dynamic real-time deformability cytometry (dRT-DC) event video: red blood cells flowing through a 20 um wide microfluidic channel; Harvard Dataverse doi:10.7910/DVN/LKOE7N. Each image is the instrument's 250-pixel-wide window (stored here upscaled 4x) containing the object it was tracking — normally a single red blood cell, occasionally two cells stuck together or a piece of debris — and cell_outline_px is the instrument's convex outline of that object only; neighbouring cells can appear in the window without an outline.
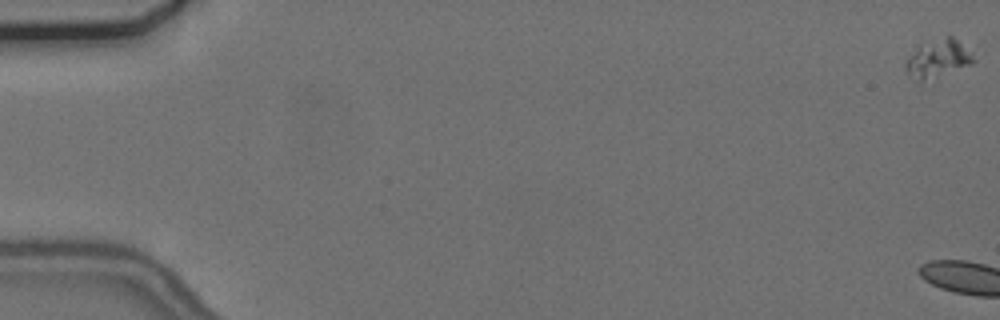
{"species": "common noctule bat (a hibernating species)", "species_latin": "Nyctalus noctula", "temperature_condition": "cold", "stored_images_in_passage": 4, "camera_frame_rate_fps": 3000, "um_per_image_px": 0.085, "animal": {"sex": "female", "body_mass_g": 24.6, "forearm_length_mm": 56.2}, "frame": {"image": 1, "passage_image": 1, "time_ms": 0.0, "image_size_px": [1000, 320], "cell_outline_px": [[976, 60], [972, 64], [920, 88], [908, 76], [904, 68], [904, 64], [916, 48], [920, 44], [948, 36], [952, 36]], "centroid_in_image_um": [79.63, 5.16], "position_along_channel_um": 5.4, "area_um2": 15.9}}